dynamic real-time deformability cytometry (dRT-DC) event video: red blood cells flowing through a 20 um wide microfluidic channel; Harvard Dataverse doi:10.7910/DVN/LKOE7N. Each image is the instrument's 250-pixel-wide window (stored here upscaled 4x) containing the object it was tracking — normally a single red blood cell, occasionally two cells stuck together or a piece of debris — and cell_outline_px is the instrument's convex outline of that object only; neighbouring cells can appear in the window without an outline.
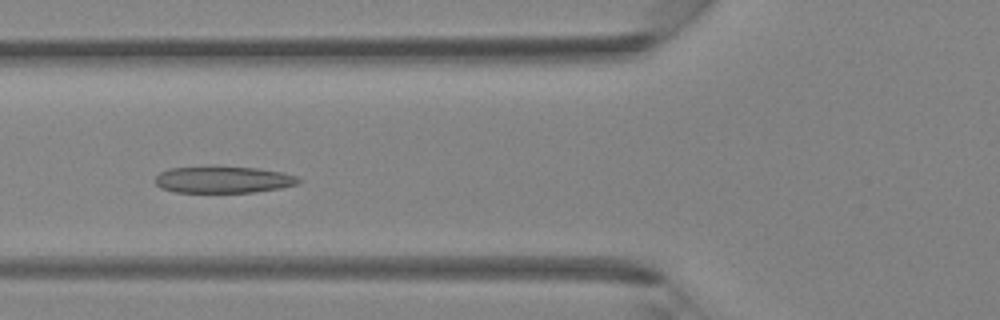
{"species": "Egyptian fruit bat (a non-hibernating species)", "species_latin": "Rousettus aegyptiacus", "temperature_condition": "room temperature", "stored_images_in_passage": 42, "camera_frame_rate_fps": 3000, "um_per_image_px": 0.085, "animal": {"sex": "female"}, "frame": {"image": 1, "passage_image": 16, "time_ms": 5.0, "image_size_px": [1000, 320], "cell_outline_px": [[300, 180], [296, 184], [280, 188], [256, 192], [176, 192], [160, 188], [156, 184], [156, 176], [160, 172], [168, 168], [260, 168], [284, 172], [296, 176]], "centroid_in_image_um": [18.99, 15.29], "position_along_channel_um": 106.8, "area_um2": 21.79}}
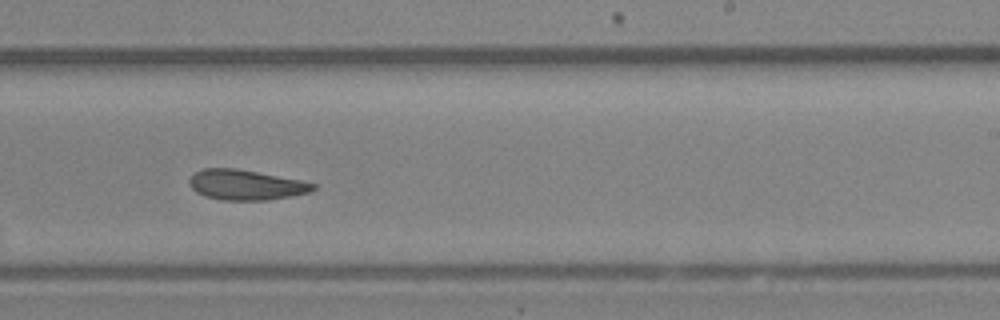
{"frame": {"image": 2, "passage_image": 26, "time_ms": 8.333, "image_size_px": [1000, 320], "cell_outline_px": [[316, 188], [308, 192], [292, 196], [268, 200], [224, 200], [204, 196], [196, 192], [188, 184], [188, 180], [196, 172], [204, 168], [236, 168], [300, 180], [316, 184]], "centroid_in_image_um": [20.88, 15.71], "position_along_channel_um": 268.1, "area_um2": 21.68}}
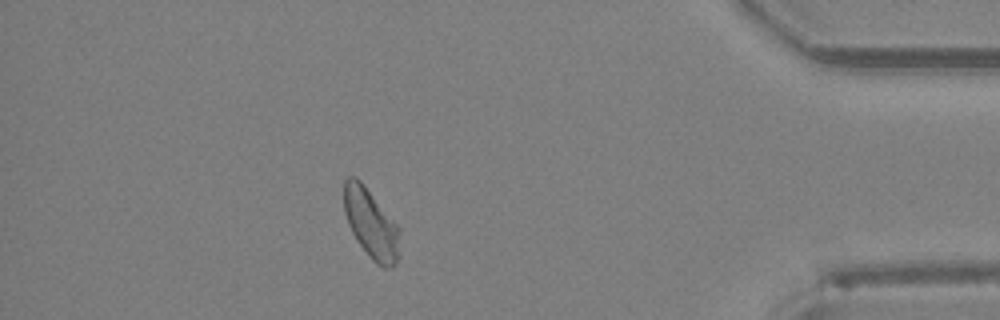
{"frame": {"image": 3, "passage_image": 37, "time_ms": 12.0, "image_size_px": [1000, 320], "cell_outline_px": [[400, 256], [396, 264], [392, 268], [384, 268], [376, 264], [368, 256], [356, 240], [348, 224], [344, 212], [344, 180], [348, 176], [356, 176], [364, 184], [400, 228]], "centroid_in_image_um": [31.56, 19.05], "position_along_channel_um": 403.6, "area_um2": 23.0}}